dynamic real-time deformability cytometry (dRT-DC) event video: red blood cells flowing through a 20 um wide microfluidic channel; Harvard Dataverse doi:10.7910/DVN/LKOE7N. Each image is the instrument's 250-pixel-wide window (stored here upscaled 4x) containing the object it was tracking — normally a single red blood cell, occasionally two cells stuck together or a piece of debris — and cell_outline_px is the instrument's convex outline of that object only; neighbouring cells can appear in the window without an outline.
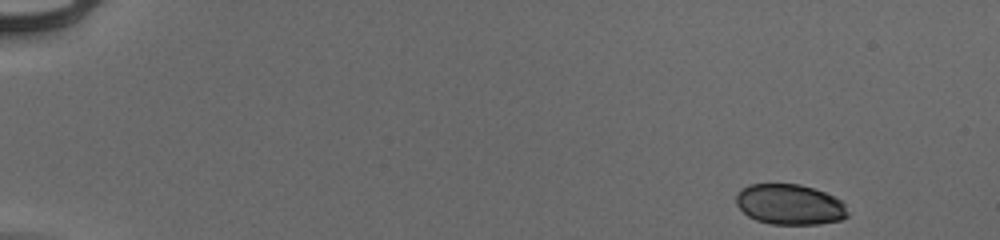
{"species": "human", "species_latin": "Homo sapiens", "temperature_condition": "cold", "stored_images_in_passage": 50, "camera_frame_rate_fps": 3000, "um_per_image_px": 0.085, "donor": {"sex": "male"}, "frame": {"image": 1, "passage_image": 1, "time_ms": 0.0, "image_size_px": [1000, 240], "cell_outline_px": [[848, 216], [840, 220], [820, 224], [772, 224], [756, 220], [748, 216], [736, 204], [736, 192], [740, 188], [748, 184], [800, 184], [824, 192], [840, 200], [844, 204], [848, 212]], "centroid_in_image_um": [67.1, 17.37], "position_along_channel_um": 17.9, "area_um2": 26.36}}
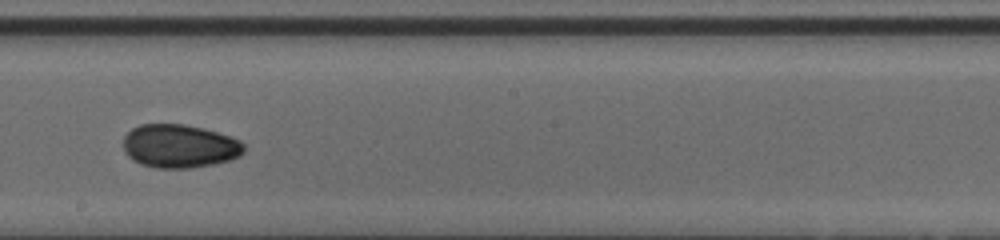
{"frame": {"image": 2, "passage_image": 29, "time_ms": 9.333, "image_size_px": [1000, 240], "cell_outline_px": [[244, 152], [240, 156], [216, 164], [188, 168], [156, 168], [140, 164], [132, 160], [124, 152], [124, 136], [132, 128], [140, 124], [184, 124], [204, 128], [240, 140], [244, 144]], "centroid_in_image_um": [15.25, 12.42], "position_along_channel_um": 233.0, "area_um2": 30.69}}
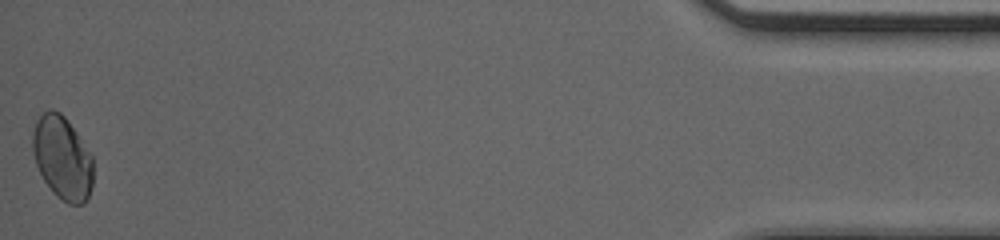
{"frame": {"image": 3, "passage_image": 50, "time_ms": 16.333, "image_size_px": [1000, 240], "cell_outline_px": [[92, 184], [88, 196], [84, 204], [68, 204], [56, 196], [52, 192], [44, 180], [36, 164], [32, 148], [32, 132], [36, 120], [44, 112], [52, 108], [60, 112], [64, 116], [92, 156]], "centroid_in_image_um": [5.28, 13.42], "position_along_channel_um": 429.9, "area_um2": 29.13}, "authors_computed_cell_mechanics": {"area_um2": 29.3046, "velocity_mm_per_s": 3.9607, "shape_relaxation_time_tau1_ms": 3.7076, "shape_relaxation_time_tau2_ms": 2.9817, "deformation_change_tau1": 0.0772, "deformation_change_tau2": 0.0371}}